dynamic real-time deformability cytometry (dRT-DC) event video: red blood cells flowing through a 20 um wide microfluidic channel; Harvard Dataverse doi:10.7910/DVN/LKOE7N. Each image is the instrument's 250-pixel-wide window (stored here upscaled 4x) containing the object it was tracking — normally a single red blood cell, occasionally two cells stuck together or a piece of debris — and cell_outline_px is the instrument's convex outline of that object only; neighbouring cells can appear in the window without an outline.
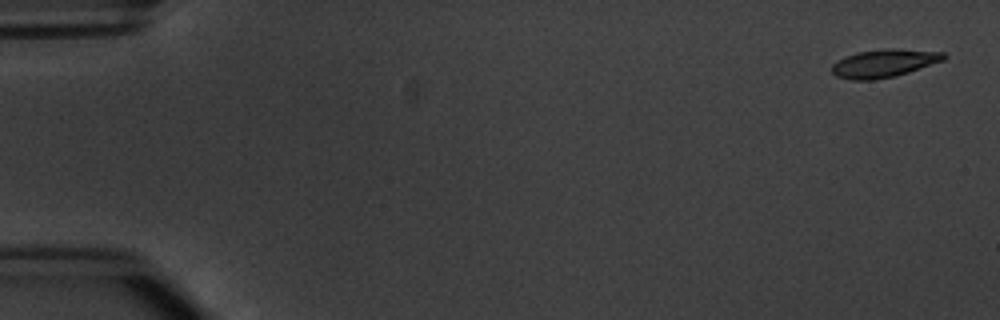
{"species": "common noctule bat (a hibernating species)", "species_latin": "Nyctalus noctula", "temperature_condition": "warm", "stored_images_in_passage": 6, "camera_frame_rate_fps": 3000, "um_per_image_px": 0.085, "animal": {"sex": "male", "body_mass_g": 20.1, "forearm_length_mm": 53.5}, "frame": {"image": 1, "passage_image": 1, "time_ms": 0.0, "image_size_px": [1000, 320], "cell_outline_px": [[948, 56], [944, 60], [896, 76], [872, 80], [852, 80], [836, 76], [832, 72], [832, 64], [856, 52], [892, 48], [944, 52]], "centroid_in_image_um": [75.17, 5.38], "position_along_channel_um": 9.8, "area_um2": 18.09}}
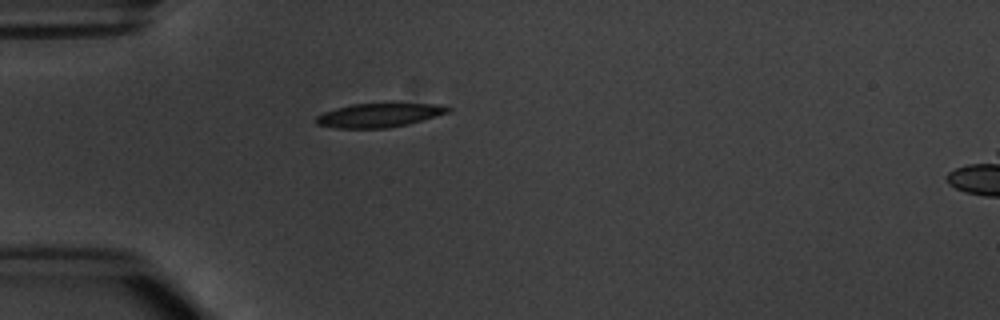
{"frame": {"image": 2, "passage_image": 5, "time_ms": 4.667, "image_size_px": [1000, 320], "cell_outline_px": [[452, 108], [448, 112], [436, 116], [408, 124], [388, 128], [336, 128], [316, 124], [316, 116], [324, 112], [336, 108], [352, 104], [436, 104]], "centroid_in_image_um": [32.19, 9.8], "position_along_channel_um": 52.8, "area_um2": 18.09}}